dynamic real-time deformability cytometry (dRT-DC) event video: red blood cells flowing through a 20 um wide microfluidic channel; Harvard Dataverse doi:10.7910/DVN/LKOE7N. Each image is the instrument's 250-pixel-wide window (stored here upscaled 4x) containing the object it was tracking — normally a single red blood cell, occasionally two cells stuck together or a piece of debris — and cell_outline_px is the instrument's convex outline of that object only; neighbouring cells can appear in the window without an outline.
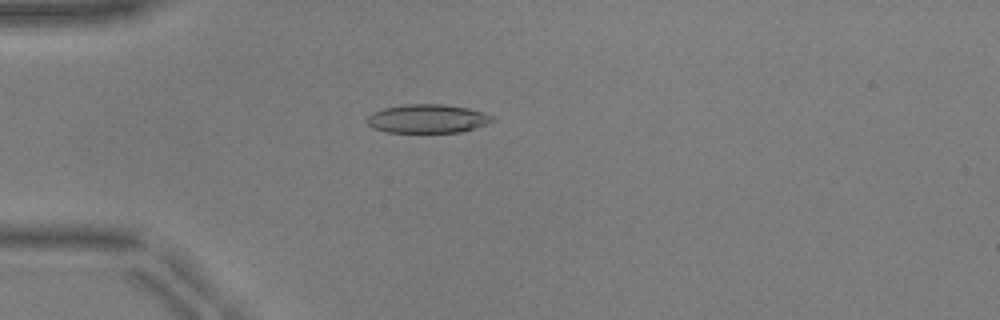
{"species": "common noctule bat (a hibernating species)", "species_latin": "Nyctalus noctula", "temperature_condition": "warm", "stored_images_in_passage": 52, "camera_frame_rate_fps": 3000, "um_per_image_px": 0.085, "animal": {"sex": "male", "body_mass_g": 17.9, "forearm_length_mm": 54.2}, "frame": {"image": 1, "passage_image": 15, "time_ms": 4.667, "image_size_px": [1000, 320], "cell_outline_px": [[496, 120], [488, 124], [460, 132], [388, 132], [376, 128], [368, 124], [368, 116], [372, 112], [384, 108], [404, 104], [440, 104], [468, 108], [484, 112], [492, 116]], "centroid_in_image_um": [36.38, 10.08], "position_along_channel_um": 48.6, "area_um2": 20.81}}
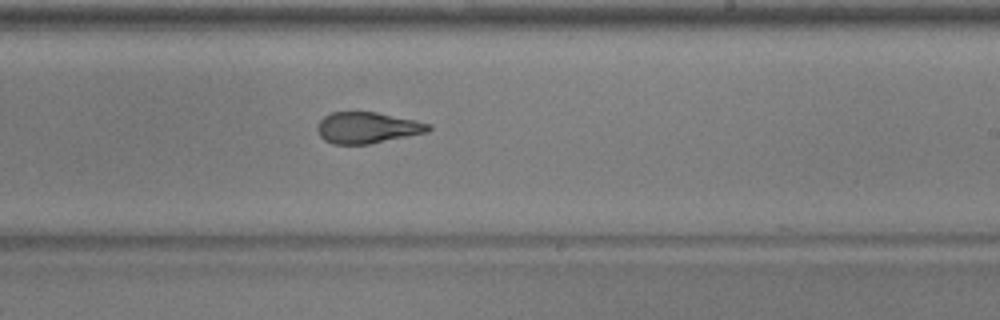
{"frame": {"image": 2, "passage_image": 32, "time_ms": 10.333, "image_size_px": [1000, 320], "cell_outline_px": [[432, 128], [428, 132], [368, 144], [332, 144], [324, 140], [320, 136], [316, 128], [320, 120], [324, 116], [332, 112], [376, 112], [416, 120], [432, 124]], "centroid_in_image_um": [31.22, 10.85], "position_along_channel_um": 257.8, "area_um2": 20.23}}
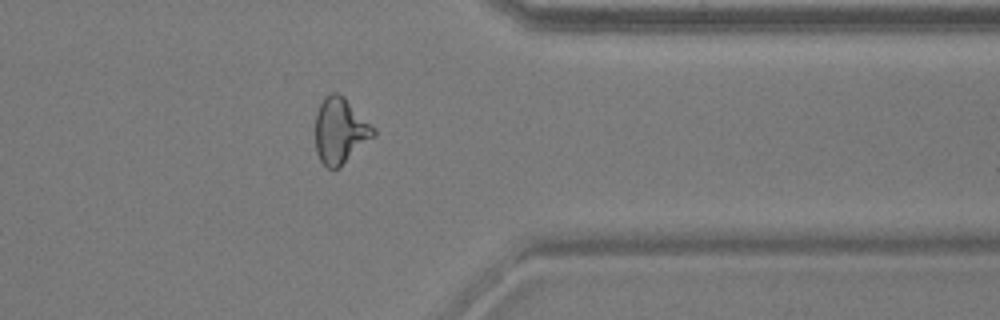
{"frame": {"image": 3, "passage_image": 42, "time_ms": 13.667, "image_size_px": [1000, 320], "cell_outline_px": [[376, 136], [340, 168], [328, 168], [320, 160], [316, 152], [316, 112], [324, 96], [332, 92], [336, 92], [344, 96], [376, 128]], "centroid_in_image_um": [28.95, 11.11], "position_along_channel_um": 382.5, "area_um2": 22.66}, "authors_computed_cell_mechanics": {"area_um2": 21.5305, "velocity_mm_per_s": 3.9714, "shape_relaxation_time_tau1_ms": 7.7122, "shape_relaxation_time_tau2_ms": 1.7524, "deformation_change_tau1": 0.2268, "deformation_change_tau2": 0.0965}}